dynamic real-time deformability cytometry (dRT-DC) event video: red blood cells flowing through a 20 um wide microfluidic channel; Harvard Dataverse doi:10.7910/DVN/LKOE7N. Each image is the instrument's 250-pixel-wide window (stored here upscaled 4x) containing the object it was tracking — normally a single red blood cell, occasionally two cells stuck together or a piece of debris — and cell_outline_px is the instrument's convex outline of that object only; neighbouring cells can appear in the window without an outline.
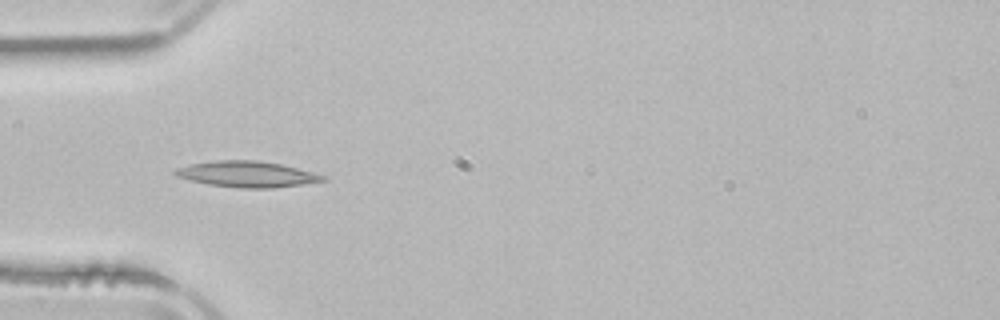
{"species": "common noctule bat (a hibernating species)", "species_latin": "Nyctalus noctula", "temperature_condition": "room temperature", "stored_images_in_passage": 3, "camera_frame_rate_fps": 3000, "um_per_image_px": 0.085, "animal": {"sex": "male", "body_mass_g": 21.5, "forearm_length_mm": 52.0}, "frame": {"image": 1, "passage_image": 3, "time_ms": 4.0, "image_size_px": [1000, 320], "cell_outline_px": [[328, 180], [272, 188], [240, 188], [208, 184], [176, 176], [172, 172], [176, 168], [188, 164], [216, 160], [260, 160], [280, 164], [328, 176]], "centroid_in_image_um": [20.98, 14.79], "position_along_channel_um": 64.0, "area_um2": 22.25}}